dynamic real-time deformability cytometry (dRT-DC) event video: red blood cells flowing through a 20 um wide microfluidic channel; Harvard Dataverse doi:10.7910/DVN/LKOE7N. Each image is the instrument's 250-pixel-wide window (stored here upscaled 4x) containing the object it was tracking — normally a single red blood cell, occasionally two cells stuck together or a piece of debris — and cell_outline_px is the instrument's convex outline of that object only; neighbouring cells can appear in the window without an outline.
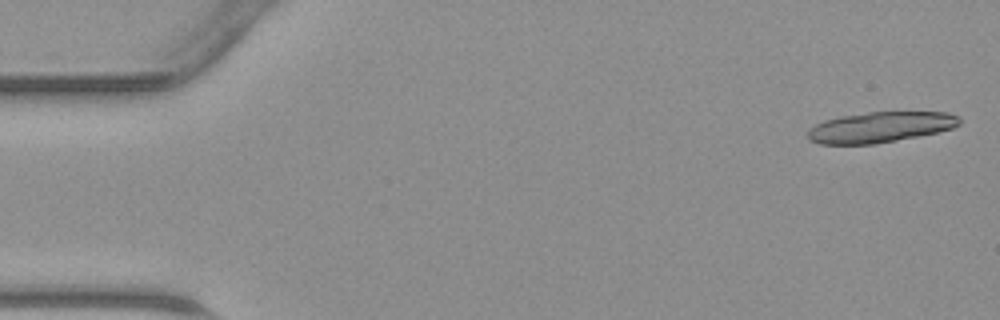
{"species": "common noctule bat (a hibernating species)", "species_latin": "Nyctalus noctula", "temperature_condition": "warm", "stored_images_in_passage": 15, "camera_frame_rate_fps": 3000, "um_per_image_px": 0.085, "animal": {"sex": "male", "body_mass_g": 23.1, "forearm_length_mm": 52.7}, "frame": {"image": 1, "passage_image": 1, "time_ms": 0.0, "image_size_px": [1000, 320], "cell_outline_px": [[960, 124], [952, 128], [936, 132], [876, 144], [820, 144], [808, 140], [808, 128], [824, 120], [844, 116], [868, 112], [948, 112], [960, 116]], "centroid_in_image_um": [74.81, 10.81], "position_along_channel_um": 10.2, "area_um2": 26.93}}